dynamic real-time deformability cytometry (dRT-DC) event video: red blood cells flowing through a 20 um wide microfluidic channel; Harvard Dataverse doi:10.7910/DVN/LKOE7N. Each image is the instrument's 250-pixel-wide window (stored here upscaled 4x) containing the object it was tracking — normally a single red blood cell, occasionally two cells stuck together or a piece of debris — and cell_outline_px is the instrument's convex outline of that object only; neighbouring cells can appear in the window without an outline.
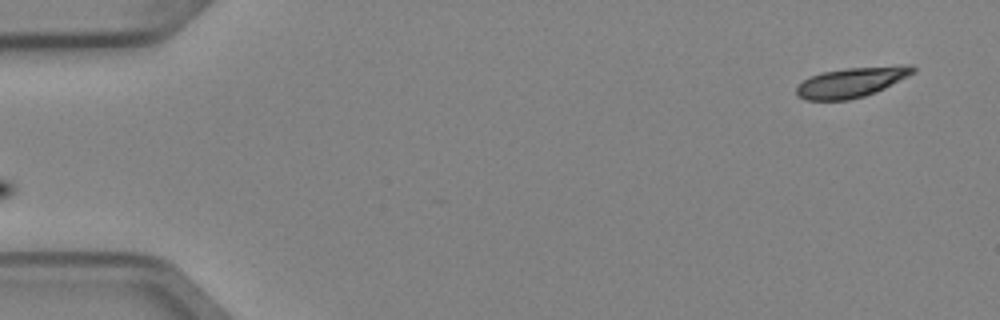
{"species": "Egyptian fruit bat (a non-hibernating species)", "species_latin": "Rousettus aegyptiacus", "temperature_condition": "cold", "stored_images_in_passage": 2, "segment_of_instrument_passage": [2, 2], "camera_frame_rate_fps": 3000, "um_per_image_px": 0.085, "animal": {"sex": "female"}, "frame": {"image": 1, "passage_image": 2, "time_ms": 0.333, "image_size_px": [1000, 320], "cell_outline_px": [[916, 72], [876, 92], [864, 96], [848, 100], [804, 100], [796, 96], [796, 88], [808, 76], [820, 72], [844, 68], [900, 64], [912, 64], [916, 68]], "centroid_in_image_um": [72.4, 6.97], "position_along_channel_um": 12.6, "area_um2": 20.81}}